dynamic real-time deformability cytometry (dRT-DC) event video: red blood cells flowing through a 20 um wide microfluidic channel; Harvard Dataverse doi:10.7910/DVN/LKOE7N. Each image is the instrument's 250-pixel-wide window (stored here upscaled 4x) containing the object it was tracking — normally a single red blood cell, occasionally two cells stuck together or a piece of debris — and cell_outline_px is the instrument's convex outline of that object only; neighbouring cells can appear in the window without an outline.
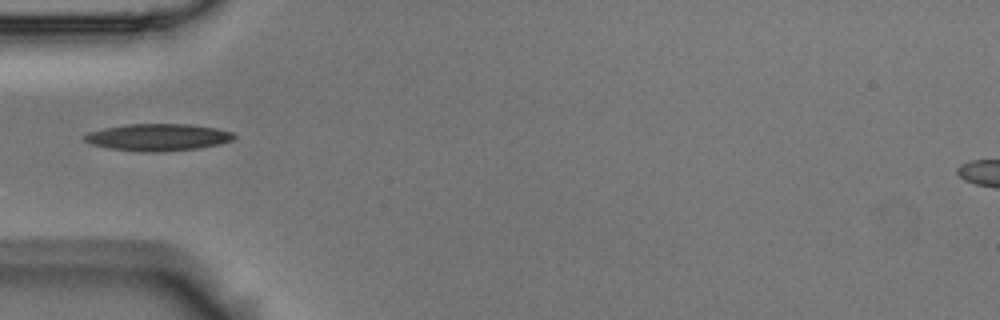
{"species": "Egyptian fruit bat (a non-hibernating species)", "species_latin": "Rousettus aegyptiacus", "temperature_condition": "room temperature", "stored_images_in_passage": 6, "camera_frame_rate_fps": 3000, "um_per_image_px": 0.085, "animal": {"sex": "male"}, "frame": {"image": 1, "passage_image": 1, "time_ms": 0.0, "image_size_px": [1000, 320], "cell_outline_px": [[236, 136], [232, 140], [220, 144], [196, 148], [164, 152], [140, 152], [108, 148], [88, 144], [84, 140], [84, 136], [88, 132], [104, 128], [124, 124], [192, 124], [216, 128], [232, 132]], "centroid_in_image_um": [13.39, 11.67], "position_along_channel_um": 71.6, "area_um2": 23.76}}
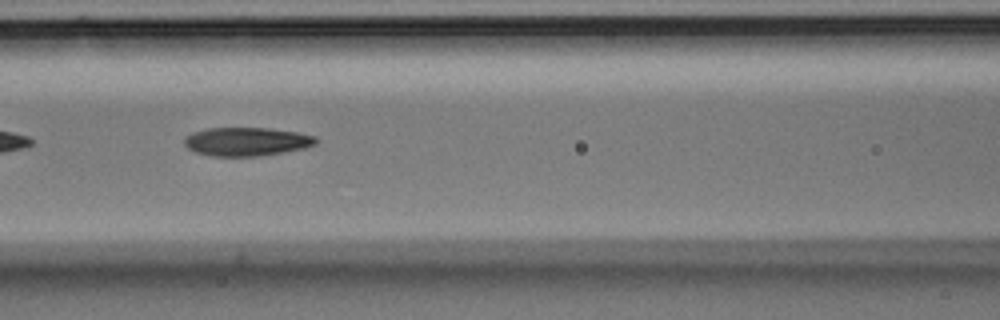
{"frame": {"image": 2, "passage_image": 3, "time_ms": 0.667, "image_size_px": [1000, 320], "cell_outline_px": [[320, 140], [316, 144], [304, 148], [284, 152], [260, 156], [212, 156], [196, 152], [188, 148], [184, 144], [184, 140], [192, 132], [208, 128], [268, 128], [296, 132], [316, 136]], "centroid_in_image_um": [20.99, 12.03], "position_along_channel_um": 145.6, "area_um2": 21.91}}
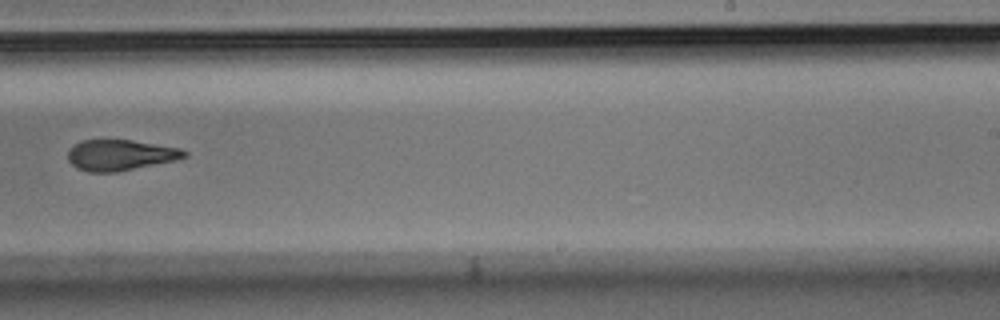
{"frame": {"image": 3, "passage_image": 6, "time_ms": 1.667, "image_size_px": [1000, 320], "cell_outline_px": [[188, 156], [176, 160], [116, 172], [88, 172], [76, 168], [68, 160], [68, 152], [80, 140], [132, 140], [180, 148], [188, 152]], "centroid_in_image_um": [10.24, 13.18], "position_along_channel_um": 278.8, "area_um2": 20.81}}